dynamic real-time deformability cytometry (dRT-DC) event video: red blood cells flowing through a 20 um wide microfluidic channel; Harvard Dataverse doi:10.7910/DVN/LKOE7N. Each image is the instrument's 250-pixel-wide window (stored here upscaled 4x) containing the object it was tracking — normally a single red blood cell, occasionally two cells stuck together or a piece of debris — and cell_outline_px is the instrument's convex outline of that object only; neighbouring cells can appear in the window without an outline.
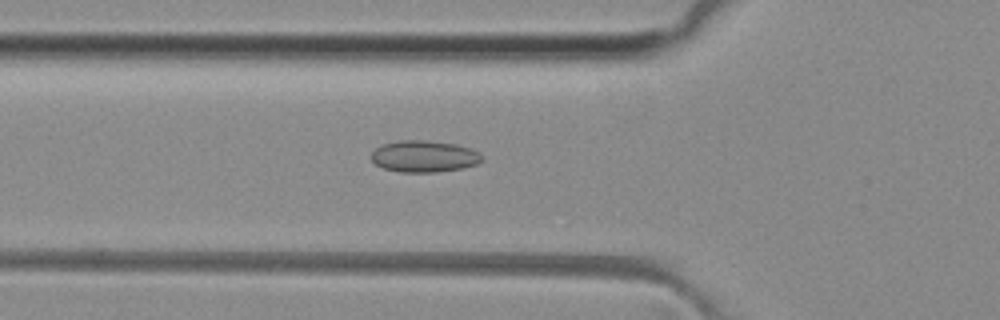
{"species": "common noctule bat (a hibernating species)", "species_latin": "Nyctalus noctula", "temperature_condition": "room temperature", "stored_images_in_passage": 51, "camera_frame_rate_fps": 3000, "um_per_image_px": 0.085, "animal": {"sex": "female", "body_mass_g": 29.2, "forearm_length_mm": 56.3}, "frame": {"image": 1, "passage_image": 18, "time_ms": 5.667, "image_size_px": [1000, 320], "cell_outline_px": [[484, 160], [476, 164], [460, 168], [436, 172], [400, 172], [384, 168], [376, 164], [368, 156], [376, 148], [384, 144], [400, 140], [428, 140], [456, 144], [472, 148], [480, 152], [484, 156]], "centroid_in_image_um": [36.08, 13.28], "position_along_channel_um": 89.7, "area_um2": 20.58}}
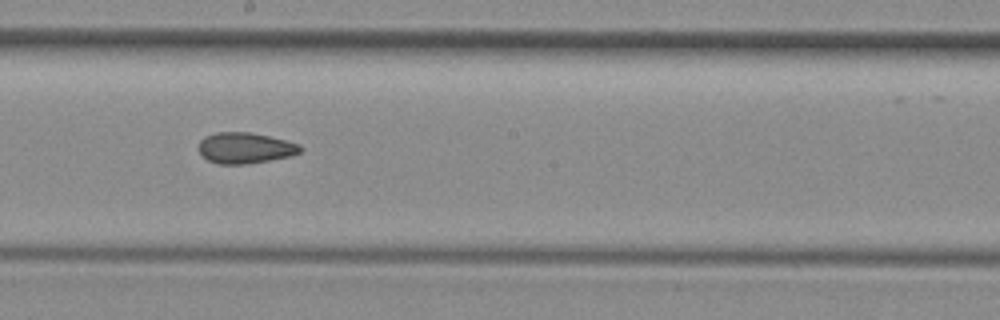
{"frame": {"image": 2, "passage_image": 28, "time_ms": 9.0, "image_size_px": [1000, 320], "cell_outline_px": [[304, 148], [300, 152], [292, 156], [244, 164], [216, 164], [208, 160], [200, 152], [200, 140], [204, 136], [216, 132], [248, 132], [268, 136], [300, 144]], "centroid_in_image_um": [20.85, 12.57], "position_along_channel_um": 227.4, "area_um2": 18.21}}
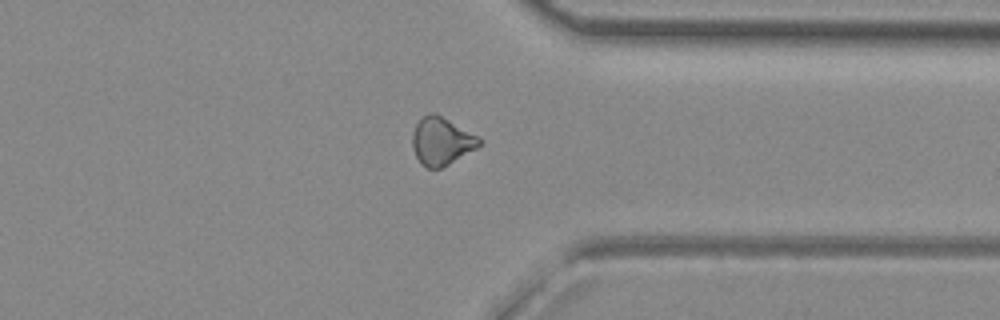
{"frame": {"image": 3, "passage_image": 39, "time_ms": 12.667, "image_size_px": [1000, 320], "cell_outline_px": [[480, 144], [476, 148], [448, 164], [440, 168], [428, 168], [420, 164], [412, 148], [412, 132], [416, 124], [428, 112], [432, 112], [440, 116], [476, 136], [480, 140]], "centroid_in_image_um": [37.45, 12.02], "position_along_channel_um": 373.9, "area_um2": 18.03}, "authors_computed_cell_mechanics": {"area_um2": 18.9006, "velocity_mm_per_s": 4.1142, "shape_relaxation_time_tau1_ms": null, "shape_relaxation_time_tau2_ms": 2.3311, "deformation_change_tau1": null, "deformation_change_tau2": 0.0899}}